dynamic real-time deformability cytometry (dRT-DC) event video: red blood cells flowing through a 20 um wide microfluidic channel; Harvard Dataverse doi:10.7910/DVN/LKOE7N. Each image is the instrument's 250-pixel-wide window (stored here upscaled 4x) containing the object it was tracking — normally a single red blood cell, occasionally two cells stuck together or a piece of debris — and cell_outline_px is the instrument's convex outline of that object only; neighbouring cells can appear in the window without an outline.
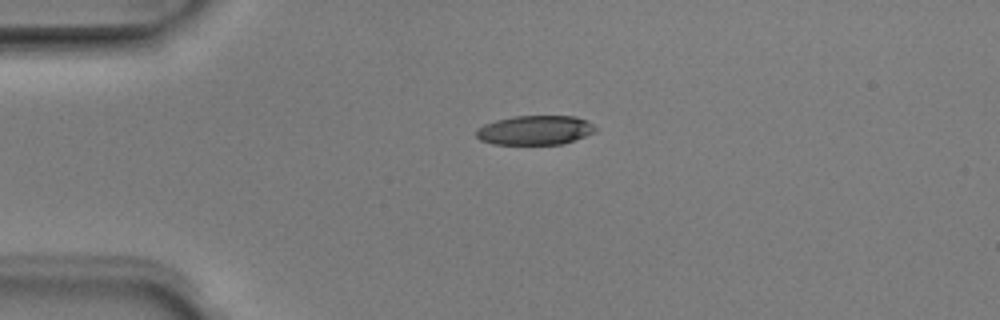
{"species": "Egyptian fruit bat (a non-hibernating species)", "species_latin": "Rousettus aegyptiacus", "temperature_condition": "room temperature", "stored_images_in_passage": 2, "camera_frame_rate_fps": 3000, "um_per_image_px": 0.085, "animal": {"sex": "male"}, "frame": {"image": 1, "passage_image": 1, "time_ms": 0.0, "image_size_px": [1000, 320], "cell_outline_px": [[596, 132], [560, 144], [492, 144], [480, 140], [476, 136], [476, 128], [484, 124], [496, 120], [516, 116], [576, 116], [588, 120], [596, 128]], "centroid_in_image_um": [45.46, 11.06], "position_along_channel_um": 39.5, "area_um2": 20.35}}